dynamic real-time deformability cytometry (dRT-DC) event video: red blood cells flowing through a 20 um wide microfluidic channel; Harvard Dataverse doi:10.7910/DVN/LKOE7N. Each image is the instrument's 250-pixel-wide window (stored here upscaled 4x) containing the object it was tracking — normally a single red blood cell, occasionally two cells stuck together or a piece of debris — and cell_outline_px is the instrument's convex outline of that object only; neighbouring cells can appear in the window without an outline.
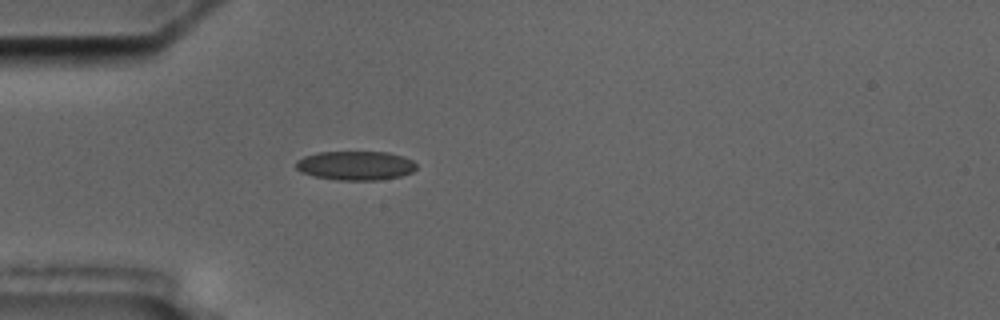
{"species": "common noctule bat (a hibernating species)", "species_latin": "Nyctalus noctula", "temperature_condition": "cold", "stored_images_in_passage": 1, "camera_frame_rate_fps": 3000, "um_per_image_px": 0.085, "animal": {"sex": "male", "body_mass_g": 17.5, "forearm_length_mm": 52.3}, "frame": {"image": 1, "passage_image": 1, "time_ms": 0.0, "image_size_px": [1000, 320], "cell_outline_px": [[416, 168], [412, 172], [400, 176], [380, 180], [336, 180], [312, 176], [296, 168], [296, 160], [304, 156], [316, 152], [388, 152], [404, 156], [412, 160], [416, 164]], "centroid_in_image_um": [30.22, 14.07], "position_along_channel_um": 54.8, "area_um2": 20.52}}